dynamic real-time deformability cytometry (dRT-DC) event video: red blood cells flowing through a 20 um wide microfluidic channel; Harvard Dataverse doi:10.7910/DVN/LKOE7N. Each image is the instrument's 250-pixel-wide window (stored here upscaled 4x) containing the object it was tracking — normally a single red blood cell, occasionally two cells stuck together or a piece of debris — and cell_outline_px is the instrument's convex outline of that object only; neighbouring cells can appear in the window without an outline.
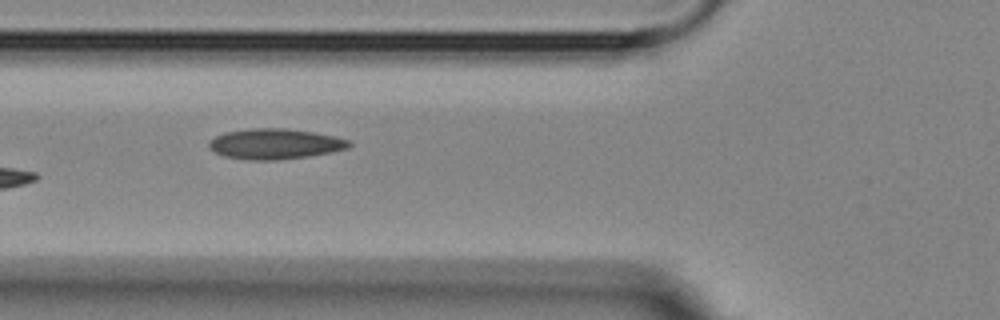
{"species": "Egyptian fruit bat (a non-hibernating species)", "species_latin": "Rousettus aegyptiacus", "temperature_condition": "room temperature", "stored_images_in_passage": 8, "camera_frame_rate_fps": 3000, "um_per_image_px": 0.085, "animal": {"sex": "female"}, "frame": {"image": 1, "passage_image": 7, "time_ms": 6.667, "image_size_px": [1000, 320], "cell_outline_px": [[352, 144], [348, 148], [332, 152], [308, 156], [276, 160], [248, 160], [224, 156], [208, 148], [208, 140], [224, 132], [252, 128], [288, 128], [312, 132], [332, 136], [348, 140]], "centroid_in_image_um": [23.33, 12.23], "position_along_channel_um": 102.5, "area_um2": 24.85}}
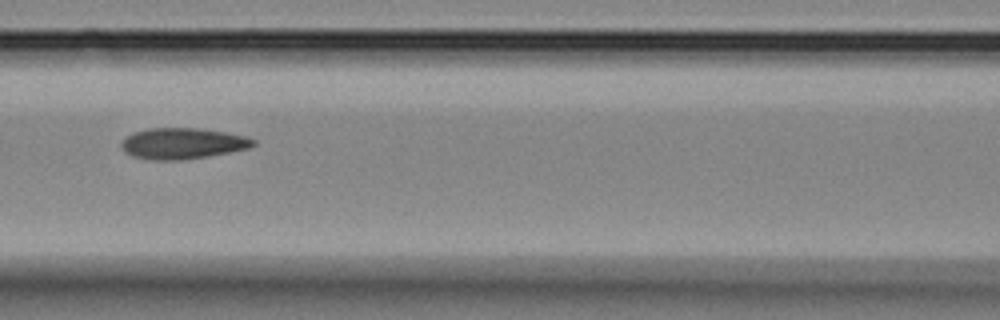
{"frame": {"image": 2, "passage_image": 8, "time_ms": 8.0, "image_size_px": [1000, 320], "cell_outline_px": [[256, 144], [248, 148], [208, 156], [180, 160], [152, 160], [132, 156], [124, 152], [120, 144], [128, 136], [136, 132], [148, 128], [196, 128], [224, 132], [248, 136], [256, 140]], "centroid_in_image_um": [15.53, 12.19], "position_along_channel_um": 151.1, "area_um2": 23.7}}